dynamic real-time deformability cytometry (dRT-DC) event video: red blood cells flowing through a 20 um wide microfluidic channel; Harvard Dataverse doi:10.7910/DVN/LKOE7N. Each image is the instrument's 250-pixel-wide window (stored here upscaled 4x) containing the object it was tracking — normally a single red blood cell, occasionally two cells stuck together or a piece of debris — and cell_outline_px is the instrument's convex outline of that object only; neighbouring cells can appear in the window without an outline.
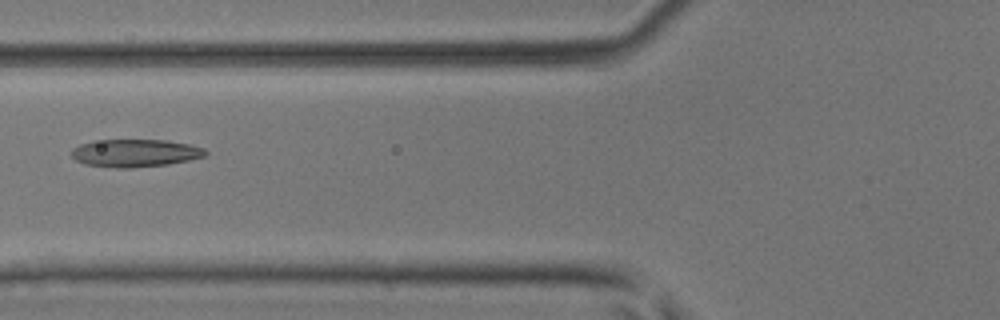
{"species": "common noctule bat (a hibernating species)", "species_latin": "Nyctalus noctula", "temperature_condition": "room temperature", "stored_images_in_passage": 6, "camera_frame_rate_fps": 3000, "um_per_image_px": 0.085, "animal": {"sex": "male", "body_mass_g": 17.9, "forearm_length_mm": 54.2}, "frame": {"image": 1, "passage_image": 6, "time_ms": 6.0, "image_size_px": [1000, 320], "cell_outline_px": [[208, 152], [204, 156], [188, 160], [168, 164], [132, 168], [116, 168], [84, 164], [76, 160], [72, 156], [72, 148], [80, 144], [92, 140], [168, 140], [188, 144], [204, 148]], "centroid_in_image_um": [11.46, 13.01], "position_along_channel_um": 114.3, "area_um2": 21.68}}